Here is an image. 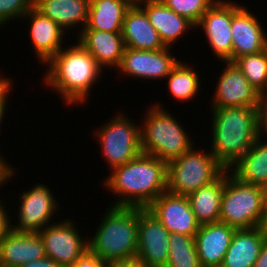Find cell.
I'll list each match as a JSON object with an SVG mask.
<instances>
[{
  "instance_id": "6da1fadb",
  "label": "cell",
  "mask_w": 267,
  "mask_h": 267,
  "mask_svg": "<svg viewBox=\"0 0 267 267\" xmlns=\"http://www.w3.org/2000/svg\"><path fill=\"white\" fill-rule=\"evenodd\" d=\"M64 47L44 66V85L58 94L69 107L85 106L93 86L100 81L103 69L78 42ZM66 48V49H65ZM98 80V82H97ZM74 105V106H73Z\"/></svg>"
},
{
  "instance_id": "7a4b0ae2",
  "label": "cell",
  "mask_w": 267,
  "mask_h": 267,
  "mask_svg": "<svg viewBox=\"0 0 267 267\" xmlns=\"http://www.w3.org/2000/svg\"><path fill=\"white\" fill-rule=\"evenodd\" d=\"M167 163L146 153H140L123 166L110 171L103 188L118 196L112 206L147 208L167 191Z\"/></svg>"
},
{
  "instance_id": "3957f363",
  "label": "cell",
  "mask_w": 267,
  "mask_h": 267,
  "mask_svg": "<svg viewBox=\"0 0 267 267\" xmlns=\"http://www.w3.org/2000/svg\"><path fill=\"white\" fill-rule=\"evenodd\" d=\"M210 152L230 170L256 142L257 107L211 108Z\"/></svg>"
},
{
  "instance_id": "277c9868",
  "label": "cell",
  "mask_w": 267,
  "mask_h": 267,
  "mask_svg": "<svg viewBox=\"0 0 267 267\" xmlns=\"http://www.w3.org/2000/svg\"><path fill=\"white\" fill-rule=\"evenodd\" d=\"M106 210L88 237V250L109 264L136 258L138 208L110 205Z\"/></svg>"
},
{
  "instance_id": "5b68a950",
  "label": "cell",
  "mask_w": 267,
  "mask_h": 267,
  "mask_svg": "<svg viewBox=\"0 0 267 267\" xmlns=\"http://www.w3.org/2000/svg\"><path fill=\"white\" fill-rule=\"evenodd\" d=\"M163 106L157 102L145 110L144 120L141 121V148L142 153L167 163L182 156L195 144L186 128Z\"/></svg>"
},
{
  "instance_id": "8992f818",
  "label": "cell",
  "mask_w": 267,
  "mask_h": 267,
  "mask_svg": "<svg viewBox=\"0 0 267 267\" xmlns=\"http://www.w3.org/2000/svg\"><path fill=\"white\" fill-rule=\"evenodd\" d=\"M267 213V189L240 181L225 170L219 218L235 229L264 226Z\"/></svg>"
},
{
  "instance_id": "52a82bcc",
  "label": "cell",
  "mask_w": 267,
  "mask_h": 267,
  "mask_svg": "<svg viewBox=\"0 0 267 267\" xmlns=\"http://www.w3.org/2000/svg\"><path fill=\"white\" fill-rule=\"evenodd\" d=\"M195 147L167 162L168 192L188 196L215 181L225 171L210 151Z\"/></svg>"
},
{
  "instance_id": "ba28073f",
  "label": "cell",
  "mask_w": 267,
  "mask_h": 267,
  "mask_svg": "<svg viewBox=\"0 0 267 267\" xmlns=\"http://www.w3.org/2000/svg\"><path fill=\"white\" fill-rule=\"evenodd\" d=\"M124 112V113H123ZM115 112L113 118L99 126L96 141L99 149L109 166V170L123 166L142 153L141 125L134 123L133 119L126 116L125 111Z\"/></svg>"
},
{
  "instance_id": "9c48e42d",
  "label": "cell",
  "mask_w": 267,
  "mask_h": 267,
  "mask_svg": "<svg viewBox=\"0 0 267 267\" xmlns=\"http://www.w3.org/2000/svg\"><path fill=\"white\" fill-rule=\"evenodd\" d=\"M33 186L19 194V208L16 209L15 217L18 221L11 222V229L15 232L39 233L46 226L55 223L54 215L59 217L57 213L61 211L60 202L48 185L38 182Z\"/></svg>"
},
{
  "instance_id": "30bf717a",
  "label": "cell",
  "mask_w": 267,
  "mask_h": 267,
  "mask_svg": "<svg viewBox=\"0 0 267 267\" xmlns=\"http://www.w3.org/2000/svg\"><path fill=\"white\" fill-rule=\"evenodd\" d=\"M77 225L74 220L67 218L39 232L47 257L61 267L72 266L88 250V236L85 239Z\"/></svg>"
},
{
  "instance_id": "8fae6325",
  "label": "cell",
  "mask_w": 267,
  "mask_h": 267,
  "mask_svg": "<svg viewBox=\"0 0 267 267\" xmlns=\"http://www.w3.org/2000/svg\"><path fill=\"white\" fill-rule=\"evenodd\" d=\"M240 7L238 1L217 0L195 26L203 31L208 47L220 62H232V15Z\"/></svg>"
},
{
  "instance_id": "7c38bea8",
  "label": "cell",
  "mask_w": 267,
  "mask_h": 267,
  "mask_svg": "<svg viewBox=\"0 0 267 267\" xmlns=\"http://www.w3.org/2000/svg\"><path fill=\"white\" fill-rule=\"evenodd\" d=\"M171 47L159 50H136L125 48L122 61L117 69L125 77L139 78L143 81L166 78L174 66L180 61ZM159 79V80H158Z\"/></svg>"
},
{
  "instance_id": "4fadbf2b",
  "label": "cell",
  "mask_w": 267,
  "mask_h": 267,
  "mask_svg": "<svg viewBox=\"0 0 267 267\" xmlns=\"http://www.w3.org/2000/svg\"><path fill=\"white\" fill-rule=\"evenodd\" d=\"M224 68L216 77L211 108L257 107L260 93L253 87L234 62L221 61ZM226 65V66H225Z\"/></svg>"
},
{
  "instance_id": "5bb4252c",
  "label": "cell",
  "mask_w": 267,
  "mask_h": 267,
  "mask_svg": "<svg viewBox=\"0 0 267 267\" xmlns=\"http://www.w3.org/2000/svg\"><path fill=\"white\" fill-rule=\"evenodd\" d=\"M170 232L147 208H138L136 258L147 267H166Z\"/></svg>"
},
{
  "instance_id": "9a60e30c",
  "label": "cell",
  "mask_w": 267,
  "mask_h": 267,
  "mask_svg": "<svg viewBox=\"0 0 267 267\" xmlns=\"http://www.w3.org/2000/svg\"><path fill=\"white\" fill-rule=\"evenodd\" d=\"M147 209L170 233L195 236L200 224L191 209L187 196L163 192Z\"/></svg>"
},
{
  "instance_id": "2e32d148",
  "label": "cell",
  "mask_w": 267,
  "mask_h": 267,
  "mask_svg": "<svg viewBox=\"0 0 267 267\" xmlns=\"http://www.w3.org/2000/svg\"><path fill=\"white\" fill-rule=\"evenodd\" d=\"M258 18L246 6L232 15V62L267 49V31Z\"/></svg>"
},
{
  "instance_id": "e0dca14e",
  "label": "cell",
  "mask_w": 267,
  "mask_h": 267,
  "mask_svg": "<svg viewBox=\"0 0 267 267\" xmlns=\"http://www.w3.org/2000/svg\"><path fill=\"white\" fill-rule=\"evenodd\" d=\"M21 20L29 23V40L33 46L36 59L41 65H45L64 47L63 44L66 40L64 38L67 33L56 22L41 14L34 7Z\"/></svg>"
},
{
  "instance_id": "ac0fdd59",
  "label": "cell",
  "mask_w": 267,
  "mask_h": 267,
  "mask_svg": "<svg viewBox=\"0 0 267 267\" xmlns=\"http://www.w3.org/2000/svg\"><path fill=\"white\" fill-rule=\"evenodd\" d=\"M235 230L221 221L200 225L194 240L202 267L221 266Z\"/></svg>"
},
{
  "instance_id": "d6986e66",
  "label": "cell",
  "mask_w": 267,
  "mask_h": 267,
  "mask_svg": "<svg viewBox=\"0 0 267 267\" xmlns=\"http://www.w3.org/2000/svg\"><path fill=\"white\" fill-rule=\"evenodd\" d=\"M47 257L39 233L15 232L0 239V267H19Z\"/></svg>"
},
{
  "instance_id": "ffe728a7",
  "label": "cell",
  "mask_w": 267,
  "mask_h": 267,
  "mask_svg": "<svg viewBox=\"0 0 267 267\" xmlns=\"http://www.w3.org/2000/svg\"><path fill=\"white\" fill-rule=\"evenodd\" d=\"M145 12L166 47H171L185 37L195 25L187 18L176 14L160 0H136Z\"/></svg>"
},
{
  "instance_id": "44dd1931",
  "label": "cell",
  "mask_w": 267,
  "mask_h": 267,
  "mask_svg": "<svg viewBox=\"0 0 267 267\" xmlns=\"http://www.w3.org/2000/svg\"><path fill=\"white\" fill-rule=\"evenodd\" d=\"M77 38L103 70L119 68L125 50L121 32L82 30Z\"/></svg>"
},
{
  "instance_id": "7402d4cb",
  "label": "cell",
  "mask_w": 267,
  "mask_h": 267,
  "mask_svg": "<svg viewBox=\"0 0 267 267\" xmlns=\"http://www.w3.org/2000/svg\"><path fill=\"white\" fill-rule=\"evenodd\" d=\"M121 34L125 48L136 50L166 48L159 33L151 25L146 12L136 2L126 12Z\"/></svg>"
},
{
  "instance_id": "603a6c76",
  "label": "cell",
  "mask_w": 267,
  "mask_h": 267,
  "mask_svg": "<svg viewBox=\"0 0 267 267\" xmlns=\"http://www.w3.org/2000/svg\"><path fill=\"white\" fill-rule=\"evenodd\" d=\"M89 6L90 0H34V8L56 22L65 32L79 27L74 30L79 31L77 35L87 24Z\"/></svg>"
},
{
  "instance_id": "cb8c5ba5",
  "label": "cell",
  "mask_w": 267,
  "mask_h": 267,
  "mask_svg": "<svg viewBox=\"0 0 267 267\" xmlns=\"http://www.w3.org/2000/svg\"><path fill=\"white\" fill-rule=\"evenodd\" d=\"M266 236L264 226L236 229L220 267H254Z\"/></svg>"
},
{
  "instance_id": "d4e9b609",
  "label": "cell",
  "mask_w": 267,
  "mask_h": 267,
  "mask_svg": "<svg viewBox=\"0 0 267 267\" xmlns=\"http://www.w3.org/2000/svg\"><path fill=\"white\" fill-rule=\"evenodd\" d=\"M136 0H90L83 30L121 32L127 10Z\"/></svg>"
},
{
  "instance_id": "484cf974",
  "label": "cell",
  "mask_w": 267,
  "mask_h": 267,
  "mask_svg": "<svg viewBox=\"0 0 267 267\" xmlns=\"http://www.w3.org/2000/svg\"><path fill=\"white\" fill-rule=\"evenodd\" d=\"M258 136L253 146L241 156L230 172L240 181L267 189V141Z\"/></svg>"
},
{
  "instance_id": "4316f807",
  "label": "cell",
  "mask_w": 267,
  "mask_h": 267,
  "mask_svg": "<svg viewBox=\"0 0 267 267\" xmlns=\"http://www.w3.org/2000/svg\"><path fill=\"white\" fill-rule=\"evenodd\" d=\"M225 186V171L212 183L189 194L191 209L200 225L220 220L221 202Z\"/></svg>"
},
{
  "instance_id": "83f0119b",
  "label": "cell",
  "mask_w": 267,
  "mask_h": 267,
  "mask_svg": "<svg viewBox=\"0 0 267 267\" xmlns=\"http://www.w3.org/2000/svg\"><path fill=\"white\" fill-rule=\"evenodd\" d=\"M193 66L195 65L180 60L165 78L171 97L179 103L192 101L201 93L202 77Z\"/></svg>"
},
{
  "instance_id": "f1b7e54d",
  "label": "cell",
  "mask_w": 267,
  "mask_h": 267,
  "mask_svg": "<svg viewBox=\"0 0 267 267\" xmlns=\"http://www.w3.org/2000/svg\"><path fill=\"white\" fill-rule=\"evenodd\" d=\"M166 267H202L196 251L194 236L170 233Z\"/></svg>"
},
{
  "instance_id": "f546056e",
  "label": "cell",
  "mask_w": 267,
  "mask_h": 267,
  "mask_svg": "<svg viewBox=\"0 0 267 267\" xmlns=\"http://www.w3.org/2000/svg\"><path fill=\"white\" fill-rule=\"evenodd\" d=\"M234 63L259 93L267 91V49L238 57Z\"/></svg>"
},
{
  "instance_id": "4dcf8cb0",
  "label": "cell",
  "mask_w": 267,
  "mask_h": 267,
  "mask_svg": "<svg viewBox=\"0 0 267 267\" xmlns=\"http://www.w3.org/2000/svg\"><path fill=\"white\" fill-rule=\"evenodd\" d=\"M176 14L187 18L195 26L217 0H160Z\"/></svg>"
},
{
  "instance_id": "1f68e13d",
  "label": "cell",
  "mask_w": 267,
  "mask_h": 267,
  "mask_svg": "<svg viewBox=\"0 0 267 267\" xmlns=\"http://www.w3.org/2000/svg\"><path fill=\"white\" fill-rule=\"evenodd\" d=\"M34 7V0H0V28L23 16Z\"/></svg>"
},
{
  "instance_id": "d6a6232c",
  "label": "cell",
  "mask_w": 267,
  "mask_h": 267,
  "mask_svg": "<svg viewBox=\"0 0 267 267\" xmlns=\"http://www.w3.org/2000/svg\"><path fill=\"white\" fill-rule=\"evenodd\" d=\"M12 81H13L12 78L11 77L7 78V75L5 76L4 73L0 77V130H2L1 126L3 125L2 124L4 121L3 119L5 117V113L7 112L6 110H8L7 107H9L7 105H9L8 101H9V98H11L9 97L11 93L10 90H13L12 85H14L13 84L14 82Z\"/></svg>"
},
{
  "instance_id": "836d02e7",
  "label": "cell",
  "mask_w": 267,
  "mask_h": 267,
  "mask_svg": "<svg viewBox=\"0 0 267 267\" xmlns=\"http://www.w3.org/2000/svg\"><path fill=\"white\" fill-rule=\"evenodd\" d=\"M257 120L258 135L267 139V91L260 93L257 105Z\"/></svg>"
},
{
  "instance_id": "e575fe53",
  "label": "cell",
  "mask_w": 267,
  "mask_h": 267,
  "mask_svg": "<svg viewBox=\"0 0 267 267\" xmlns=\"http://www.w3.org/2000/svg\"><path fill=\"white\" fill-rule=\"evenodd\" d=\"M108 264L87 250L71 267H106Z\"/></svg>"
},
{
  "instance_id": "d590c367",
  "label": "cell",
  "mask_w": 267,
  "mask_h": 267,
  "mask_svg": "<svg viewBox=\"0 0 267 267\" xmlns=\"http://www.w3.org/2000/svg\"><path fill=\"white\" fill-rule=\"evenodd\" d=\"M1 154L2 153H0V187L2 188L16 176L17 167L14 168V165L12 166V164L6 160V157H3V154Z\"/></svg>"
},
{
  "instance_id": "8d00e7d4",
  "label": "cell",
  "mask_w": 267,
  "mask_h": 267,
  "mask_svg": "<svg viewBox=\"0 0 267 267\" xmlns=\"http://www.w3.org/2000/svg\"><path fill=\"white\" fill-rule=\"evenodd\" d=\"M3 202L0 198V239L11 230V221H13V218L10 217L11 212L6 211V205Z\"/></svg>"
},
{
  "instance_id": "74e56055",
  "label": "cell",
  "mask_w": 267,
  "mask_h": 267,
  "mask_svg": "<svg viewBox=\"0 0 267 267\" xmlns=\"http://www.w3.org/2000/svg\"><path fill=\"white\" fill-rule=\"evenodd\" d=\"M19 267H61V266L52 259L45 257L37 261L34 260L29 263L23 264Z\"/></svg>"
},
{
  "instance_id": "f35d334b",
  "label": "cell",
  "mask_w": 267,
  "mask_h": 267,
  "mask_svg": "<svg viewBox=\"0 0 267 267\" xmlns=\"http://www.w3.org/2000/svg\"><path fill=\"white\" fill-rule=\"evenodd\" d=\"M254 267H267V236L265 237Z\"/></svg>"
},
{
  "instance_id": "ab89813d",
  "label": "cell",
  "mask_w": 267,
  "mask_h": 267,
  "mask_svg": "<svg viewBox=\"0 0 267 267\" xmlns=\"http://www.w3.org/2000/svg\"><path fill=\"white\" fill-rule=\"evenodd\" d=\"M117 267H147L138 258L128 259L120 262L114 263Z\"/></svg>"
},
{
  "instance_id": "60d3db41",
  "label": "cell",
  "mask_w": 267,
  "mask_h": 267,
  "mask_svg": "<svg viewBox=\"0 0 267 267\" xmlns=\"http://www.w3.org/2000/svg\"><path fill=\"white\" fill-rule=\"evenodd\" d=\"M264 228H265V231H266V234H267V213H266V220H265V223H264Z\"/></svg>"
},
{
  "instance_id": "b9f144b4",
  "label": "cell",
  "mask_w": 267,
  "mask_h": 267,
  "mask_svg": "<svg viewBox=\"0 0 267 267\" xmlns=\"http://www.w3.org/2000/svg\"><path fill=\"white\" fill-rule=\"evenodd\" d=\"M106 267H117L114 263L108 264Z\"/></svg>"
}]
</instances>
